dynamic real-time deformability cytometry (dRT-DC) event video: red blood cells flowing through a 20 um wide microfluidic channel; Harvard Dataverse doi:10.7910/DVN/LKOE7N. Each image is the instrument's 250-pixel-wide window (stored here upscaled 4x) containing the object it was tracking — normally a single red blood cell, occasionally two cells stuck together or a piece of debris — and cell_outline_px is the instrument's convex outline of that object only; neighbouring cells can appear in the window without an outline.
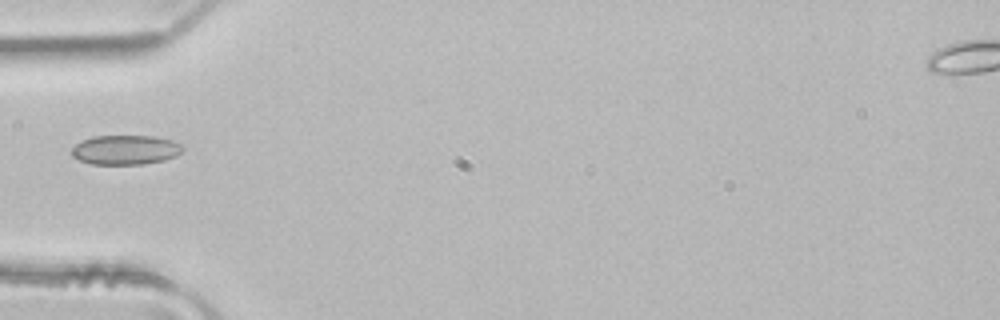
{"species": "common noctule bat (a hibernating species)", "species_latin": "Nyctalus noctula", "temperature_condition": "room temperature", "stored_images_in_passage": 5, "camera_frame_rate_fps": 3000, "um_per_image_px": 0.085, "animal": {"sex": "male", "body_mass_g": 21.5, "forearm_length_mm": 52.0}, "frame": {"image": 1, "passage_image": 5, "time_ms": 1.333, "image_size_px": [1000, 320], "cell_outline_px": [[184, 148], [176, 156], [164, 160], [144, 164], [92, 164], [80, 160], [72, 156], [72, 148], [80, 140], [92, 136], [152, 136], [172, 140], [184, 144]], "centroid_in_image_um": [10.67, 12.73], "position_along_channel_um": 74.3, "area_um2": 19.19}}